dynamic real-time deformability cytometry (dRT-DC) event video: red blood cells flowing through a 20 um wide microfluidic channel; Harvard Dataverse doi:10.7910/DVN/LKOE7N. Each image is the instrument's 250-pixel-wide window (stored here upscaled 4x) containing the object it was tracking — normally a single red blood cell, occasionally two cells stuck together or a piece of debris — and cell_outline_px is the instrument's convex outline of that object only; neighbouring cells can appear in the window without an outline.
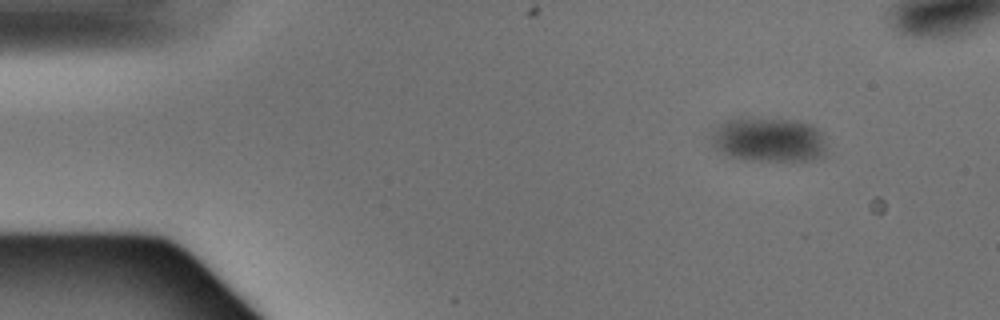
{"species": "Egyptian fruit bat (a non-hibernating species)", "species_latin": "Rousettus aegyptiacus", "temperature_condition": "warm", "stored_images_in_passage": 4, "camera_frame_rate_fps": 3000, "um_per_image_px": 0.085, "animal": {"sex": "male"}, "frame": {"image": 1, "passage_image": 1, "time_ms": 0.0, "image_size_px": [1000, 320], "cell_outline_px": [[828, 156], [816, 160], [744, 160], [728, 156], [720, 152], [712, 144], [712, 136], [716, 128], [724, 120], [796, 120], [808, 124], [824, 132], [828, 152]], "centroid_in_image_um": [65.45, 11.93], "position_along_channel_um": 19.6, "area_um2": 29.77}}